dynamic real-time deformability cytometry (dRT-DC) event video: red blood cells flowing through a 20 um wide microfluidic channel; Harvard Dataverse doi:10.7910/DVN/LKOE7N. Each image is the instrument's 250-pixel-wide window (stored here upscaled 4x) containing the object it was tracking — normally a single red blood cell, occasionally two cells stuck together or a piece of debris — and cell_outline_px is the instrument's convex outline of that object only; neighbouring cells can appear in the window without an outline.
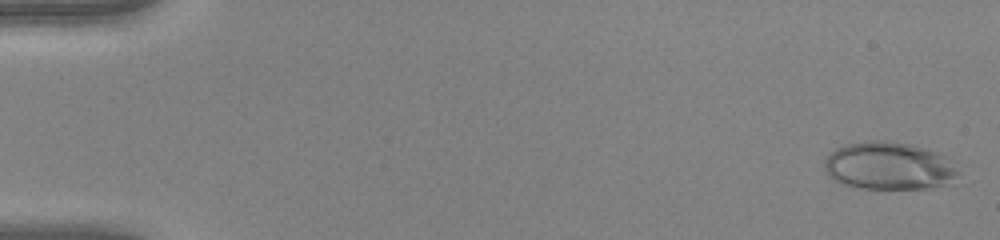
{"species": "human", "species_latin": "Homo sapiens", "temperature_condition": "warm", "stored_images_in_passage": 49, "camera_frame_rate_fps": 3000, "um_per_image_px": 0.085, "donor": {"sex": "female"}, "frame": {"image": 1, "passage_image": 2, "time_ms": 0.333, "image_size_px": [1000, 240], "cell_outline_px": [[960, 172], [952, 184], [928, 188], [856, 188], [840, 184], [828, 176], [824, 168], [824, 160], [836, 148], [848, 144], [868, 140], [884, 140], [908, 144], [924, 148], [936, 152], [944, 156]], "centroid_in_image_um": [75.54, 14.12], "position_along_channel_um": 9.5, "area_um2": 37.34}}
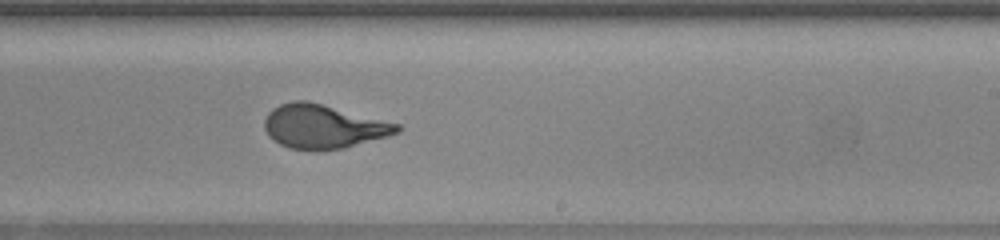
{"frame": {"image": 2, "passage_image": 31, "time_ms": 10.0, "image_size_px": [1000, 240], "cell_outline_px": [[404, 128], [400, 132], [388, 136], [344, 148], [288, 148], [280, 144], [268, 136], [264, 128], [264, 120], [268, 112], [272, 108], [280, 104], [292, 100], [308, 100], [400, 124]], "centroid_in_image_um": [27.49, 10.72], "position_along_channel_um": 261.5, "area_um2": 33.64}}
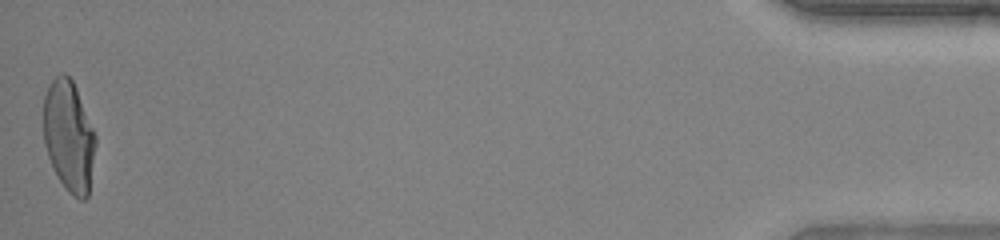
{"frame": {"image": 3, "passage_image": 49, "time_ms": 16.0, "image_size_px": [1000, 240], "cell_outline_px": [[96, 144], [88, 196], [84, 200], [80, 200], [72, 196], [68, 192], [60, 180], [48, 156], [44, 144], [44, 96], [48, 84], [60, 72], [64, 72], [72, 80], [76, 88], [96, 136]], "centroid_in_image_um": [5.85, 11.56], "position_along_channel_um": 429.3, "area_um2": 33.58}, "authors_computed_cell_mechanics": {"area_um2": 34.5644, "velocity_mm_per_s": 4.2952, "shape_relaxation_time_tau1_ms": 8.426, "shape_relaxation_time_tau2_ms": null, "deformation_change_tau1": 0.3552, "deformation_change_tau2": null}}